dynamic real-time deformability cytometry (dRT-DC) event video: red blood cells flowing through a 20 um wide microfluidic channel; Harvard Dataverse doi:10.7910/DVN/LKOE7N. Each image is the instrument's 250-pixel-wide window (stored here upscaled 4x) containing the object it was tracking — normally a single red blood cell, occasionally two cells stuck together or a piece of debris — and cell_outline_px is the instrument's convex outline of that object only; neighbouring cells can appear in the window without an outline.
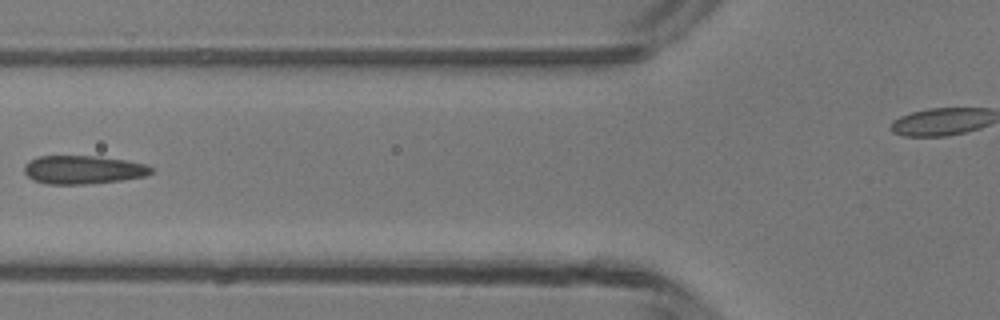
{"species": "common noctule bat (a hibernating species)", "species_latin": "Nyctalus noctula", "temperature_condition": "room temperature", "stored_images_in_passage": 5, "camera_frame_rate_fps": 3000, "um_per_image_px": 0.085, "animal": {"sex": "male", "body_mass_g": 13.3}, "frame": {"image": 1, "passage_image": 5, "time_ms": 5.667, "image_size_px": [1000, 320], "cell_outline_px": [[152, 172], [144, 176], [120, 180], [88, 184], [48, 184], [32, 180], [24, 172], [24, 164], [28, 160], [36, 156], [100, 156], [128, 160], [148, 164], [152, 168]], "centroid_in_image_um": [7.04, 14.41], "position_along_channel_um": 118.8, "area_um2": 21.27}}